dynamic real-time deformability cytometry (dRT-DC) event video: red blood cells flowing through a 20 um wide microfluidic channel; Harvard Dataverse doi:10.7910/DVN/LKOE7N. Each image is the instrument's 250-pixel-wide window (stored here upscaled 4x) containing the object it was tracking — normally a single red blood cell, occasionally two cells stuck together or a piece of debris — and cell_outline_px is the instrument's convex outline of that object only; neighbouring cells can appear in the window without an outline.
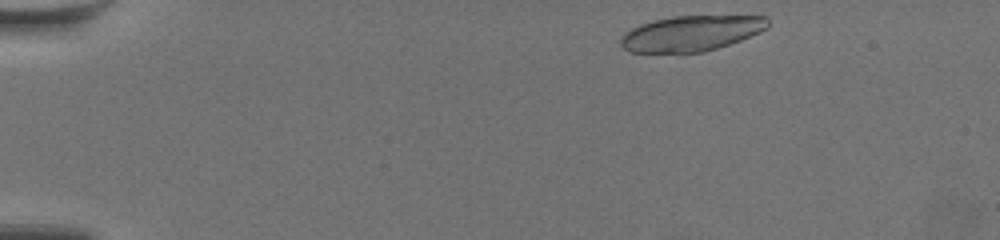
{"species": "common noctule bat (a hibernating species)", "species_latin": "Nyctalus noctula", "temperature_condition": "warm", "stored_images_in_passage": 16, "camera_frame_rate_fps": 3000, "um_per_image_px": 0.085, "animal": {"sex": "female", "body_mass_g": 19.5, "forearm_length_mm": 54.1}, "frame": {"image": 1, "passage_image": 2, "time_ms": 0.333, "image_size_px": [1000, 240], "cell_outline_px": [[768, 28], [760, 32], [740, 40], [704, 52], [628, 52], [620, 44], [620, 36], [632, 28], [640, 24], [652, 20], [672, 16], [768, 16]], "centroid_in_image_um": [58.73, 2.82], "position_along_channel_um": 26.3, "area_um2": 30.35}}